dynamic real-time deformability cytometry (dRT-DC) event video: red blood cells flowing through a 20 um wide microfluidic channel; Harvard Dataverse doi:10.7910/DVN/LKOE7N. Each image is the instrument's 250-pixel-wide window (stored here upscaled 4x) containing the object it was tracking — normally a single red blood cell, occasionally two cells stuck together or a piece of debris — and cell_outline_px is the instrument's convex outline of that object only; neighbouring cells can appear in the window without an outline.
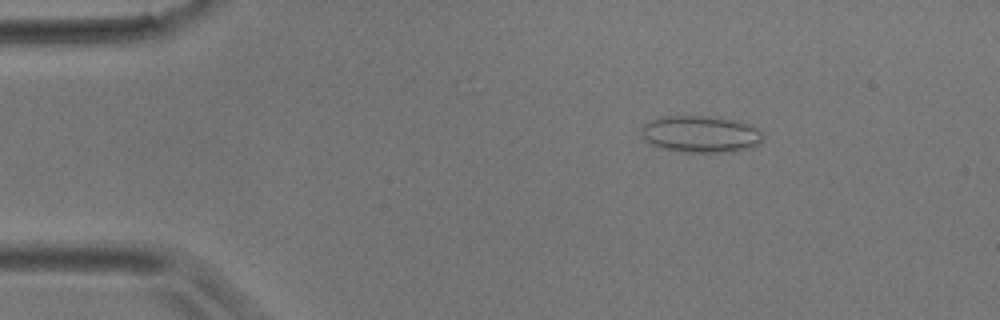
{"species": "common noctule bat (a hibernating species)", "species_latin": "Nyctalus noctula", "temperature_condition": "room temperature", "stored_images_in_passage": 3, "camera_frame_rate_fps": 3000, "um_per_image_px": 0.085, "animal": {"sex": "male", "body_mass_g": 17.9}, "frame": {"image": 1, "passage_image": 2, "time_ms": 0.333, "image_size_px": [1000, 320], "cell_outline_px": [[764, 136], [760, 144], [748, 148], [732, 152], [684, 152], [664, 148], [652, 144], [644, 140], [640, 132], [640, 128], [648, 120], [660, 116], [704, 116], [740, 120], [752, 124], [760, 128]], "centroid_in_image_um": [59.59, 11.38], "position_along_channel_um": 25.4, "area_um2": 26.59}}